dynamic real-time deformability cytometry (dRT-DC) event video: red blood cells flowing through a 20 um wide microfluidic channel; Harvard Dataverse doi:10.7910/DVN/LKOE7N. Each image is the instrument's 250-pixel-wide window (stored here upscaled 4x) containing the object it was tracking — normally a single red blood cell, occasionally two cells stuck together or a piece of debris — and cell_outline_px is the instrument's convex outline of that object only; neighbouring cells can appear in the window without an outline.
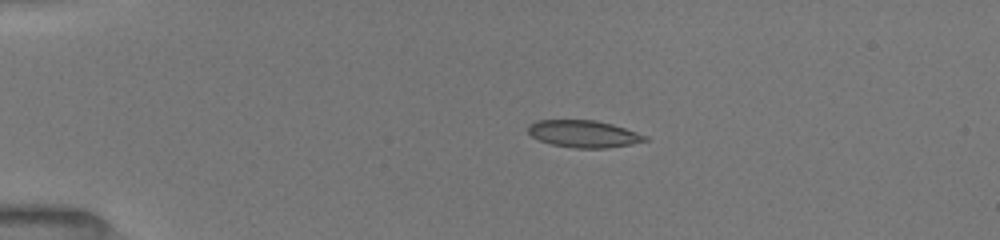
{"species": "common noctule bat (a hibernating species)", "species_latin": "Nyctalus noctula", "temperature_condition": "room temperature", "stored_images_in_passage": 18, "camera_frame_rate_fps": 3000, "um_per_image_px": 0.085, "animal": {"sex": "female", "body_mass_g": 19.5, "forearm_length_mm": 54.1}, "frame": {"image": 1, "passage_image": 1, "time_ms": 0.0, "image_size_px": [1000, 240], "cell_outline_px": [[648, 140], [608, 148], [576, 148], [552, 144], [540, 140], [532, 136], [528, 132], [528, 124], [536, 120], [596, 120], [612, 124], [648, 136]], "centroid_in_image_um": [49.59, 11.37], "position_along_channel_um": 35.4, "area_um2": 18.32}}
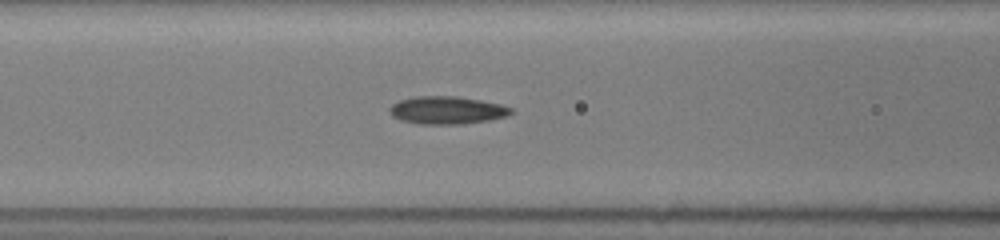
{"frame": {"image": 2, "passage_image": 11, "time_ms": 3.667, "image_size_px": [1000, 240], "cell_outline_px": [[512, 112], [508, 116], [488, 120], [464, 124], [420, 124], [400, 120], [392, 116], [388, 108], [392, 104], [400, 100], [416, 96], [456, 96], [480, 100], [500, 104], [512, 108]], "centroid_in_image_um": [37.97, 9.37], "position_along_channel_um": 128.6, "area_um2": 19.65}}
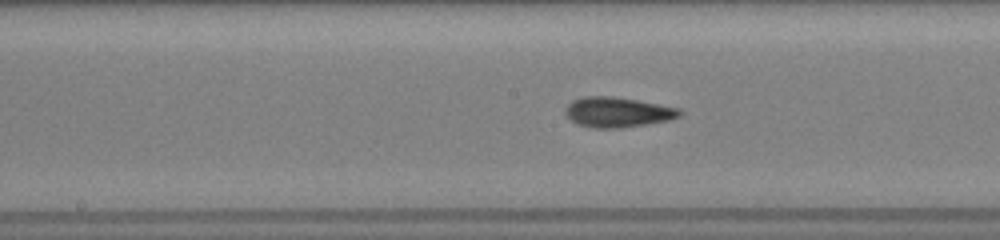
{"frame": {"image": 3, "passage_image": 16, "time_ms": 5.333, "image_size_px": [1000, 240], "cell_outline_px": [[684, 112], [680, 116], [668, 120], [620, 128], [596, 128], [576, 124], [564, 112], [564, 108], [572, 100], [584, 96], [612, 96], [636, 100], [680, 108]], "centroid_in_image_um": [52.48, 9.53], "position_along_channel_um": 195.7, "area_um2": 20.0}}